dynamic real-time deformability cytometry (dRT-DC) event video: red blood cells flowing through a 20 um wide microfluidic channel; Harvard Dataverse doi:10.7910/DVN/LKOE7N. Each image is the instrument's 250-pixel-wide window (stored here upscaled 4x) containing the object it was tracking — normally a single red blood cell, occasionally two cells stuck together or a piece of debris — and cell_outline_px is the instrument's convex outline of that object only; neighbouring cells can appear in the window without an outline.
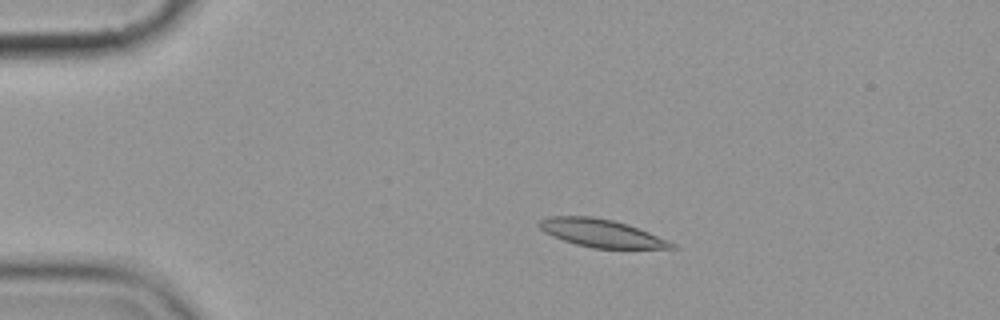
{"species": "common noctule bat (a hibernating species)", "species_latin": "Nyctalus noctula", "temperature_condition": "cold", "stored_images_in_passage": 4, "camera_frame_rate_fps": 3000, "um_per_image_px": 0.085, "animal": {"sex": "female", "body_mass_g": 19.9}, "frame": {"image": 1, "passage_image": 3, "time_ms": 2.333, "image_size_px": [1000, 320], "cell_outline_px": [[680, 248], [592, 248], [576, 244], [552, 236], [544, 232], [536, 224], [540, 220], [548, 216], [592, 216], [612, 220], [628, 224], [648, 232], [676, 244]], "centroid_in_image_um": [51.08, 19.81], "position_along_channel_um": 33.9, "area_um2": 21.39}}